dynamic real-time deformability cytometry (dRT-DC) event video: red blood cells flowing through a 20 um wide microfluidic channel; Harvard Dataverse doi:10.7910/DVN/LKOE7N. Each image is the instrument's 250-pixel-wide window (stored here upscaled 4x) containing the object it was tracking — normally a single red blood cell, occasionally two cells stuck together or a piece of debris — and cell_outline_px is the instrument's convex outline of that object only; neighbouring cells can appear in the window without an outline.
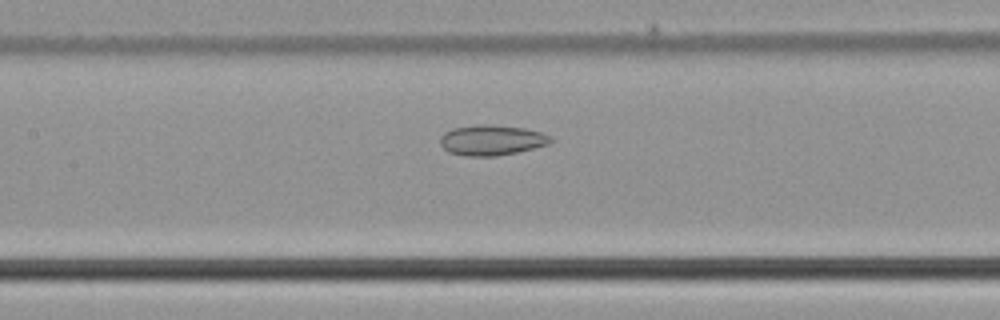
{"species": "common noctule bat (a hibernating species)", "species_latin": "Nyctalus noctula", "temperature_condition": "cold", "stored_images_in_passage": 34, "camera_frame_rate_fps": 3000, "um_per_image_px": 0.085, "animal": {"sex": "male", "body_mass_g": 21.5, "forearm_length_mm": 52.0}, "frame": {"image": 1, "passage_image": 14, "time_ms": 4.333, "image_size_px": [1000, 320], "cell_outline_px": [[552, 140], [548, 144], [516, 152], [496, 156], [468, 156], [448, 152], [440, 144], [440, 136], [444, 132], [452, 128], [476, 124], [492, 124], [524, 128], [540, 132], [548, 136]], "centroid_in_image_um": [41.73, 11.9], "position_along_channel_um": 165.7, "area_um2": 19.48}}
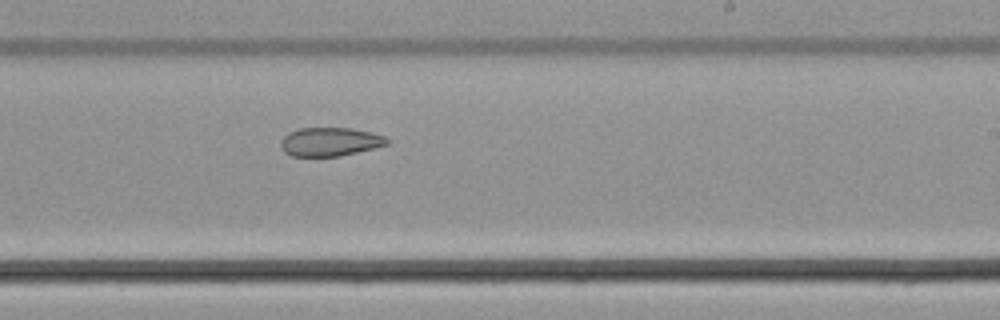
{"frame": {"image": 2, "passage_image": 21, "time_ms": 6.667, "image_size_px": [1000, 320], "cell_outline_px": [[388, 144], [340, 156], [292, 156], [284, 152], [280, 144], [280, 140], [288, 132], [300, 128], [352, 128], [372, 132], [384, 136], [388, 140]], "centroid_in_image_um": [28.01, 12.04], "position_along_channel_um": 261.0, "area_um2": 17.69}}
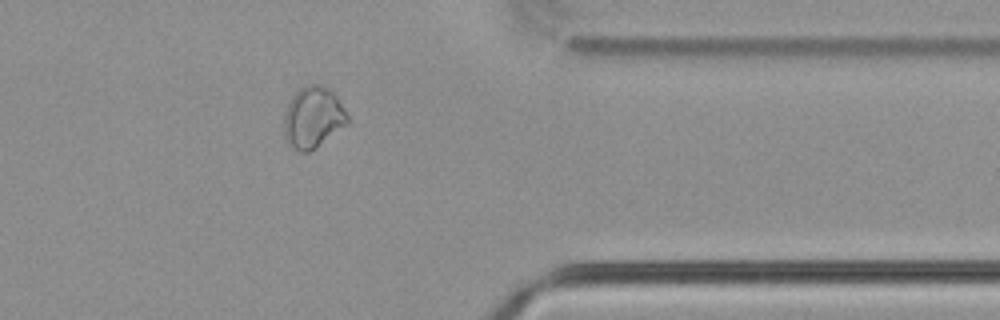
{"frame": {"image": 3, "passage_image": 31, "time_ms": 10.0, "image_size_px": [1000, 320], "cell_outline_px": [[348, 124], [316, 148], [308, 152], [300, 152], [288, 140], [284, 132], [284, 112], [292, 96], [304, 84], [316, 84], [328, 88], [336, 96], [344, 108], [348, 116]], "centroid_in_image_um": [26.62, 9.96], "position_along_channel_um": 384.8, "area_um2": 22.48}}